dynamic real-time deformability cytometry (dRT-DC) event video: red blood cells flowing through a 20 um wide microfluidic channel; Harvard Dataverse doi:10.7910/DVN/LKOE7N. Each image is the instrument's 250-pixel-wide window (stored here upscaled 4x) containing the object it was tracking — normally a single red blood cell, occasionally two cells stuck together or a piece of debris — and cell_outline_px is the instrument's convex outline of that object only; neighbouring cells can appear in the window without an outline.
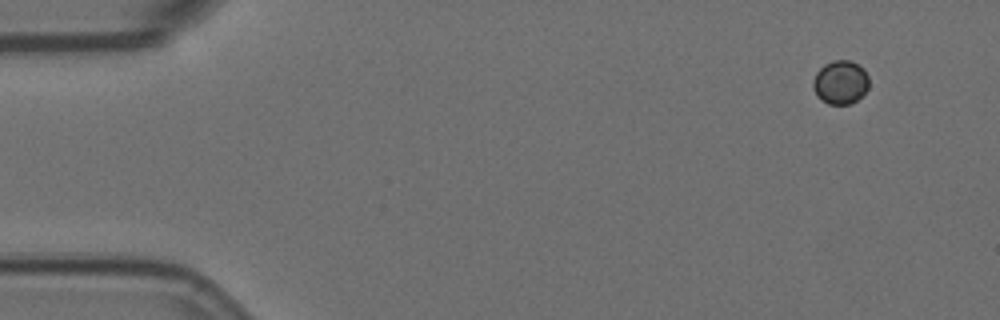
{"species": "Egyptian fruit bat (a non-hibernating species)", "species_latin": "Rousettus aegyptiacus", "temperature_condition": "room temperature", "stored_images_in_passage": 10, "camera_frame_rate_fps": 3000, "um_per_image_px": 0.085, "animal": {"sex": "female"}, "frame": {"image": 1, "passage_image": 1, "time_ms": 0.0, "image_size_px": [1000, 320], "cell_outline_px": [[868, 88], [852, 104], [828, 104], [820, 100], [816, 96], [812, 88], [812, 80], [816, 72], [824, 64], [832, 60], [848, 60], [864, 68], [868, 76]], "centroid_in_image_um": [71.4, 7.0], "position_along_channel_um": 13.6, "area_um2": 14.39}}
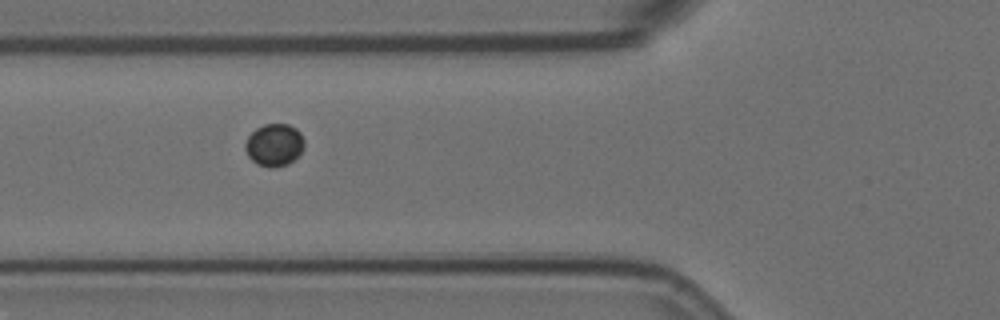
{"frame": {"image": 2, "passage_image": 6, "time_ms": 1.667, "image_size_px": [1000, 320], "cell_outline_px": [[304, 148], [288, 164], [276, 168], [268, 168], [256, 164], [248, 156], [244, 148], [244, 144], [248, 136], [256, 128], [264, 124], [288, 124], [296, 128], [300, 132], [304, 140]], "centroid_in_image_um": [23.29, 12.33], "position_along_channel_um": 102.5, "area_um2": 14.74}}
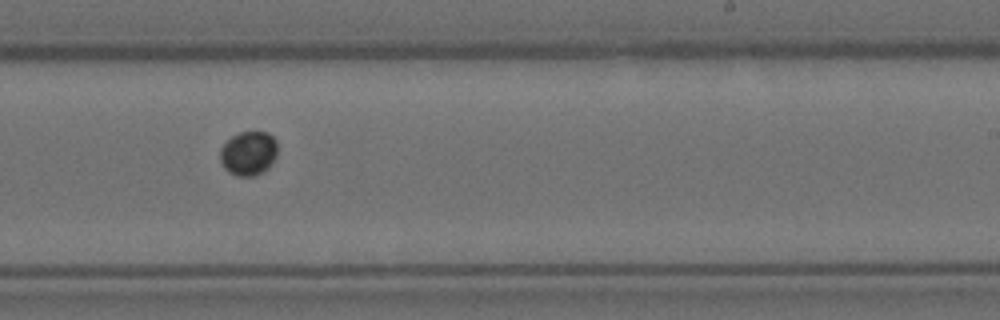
{"frame": {"image": 3, "passage_image": 10, "time_ms": 3.0, "image_size_px": [1000, 320], "cell_outline_px": [[276, 156], [268, 168], [256, 176], [236, 176], [228, 172], [220, 164], [220, 148], [232, 136], [240, 132], [268, 132], [276, 140]], "centroid_in_image_um": [21.1, 13.04], "position_along_channel_um": 267.9, "area_um2": 14.85}}